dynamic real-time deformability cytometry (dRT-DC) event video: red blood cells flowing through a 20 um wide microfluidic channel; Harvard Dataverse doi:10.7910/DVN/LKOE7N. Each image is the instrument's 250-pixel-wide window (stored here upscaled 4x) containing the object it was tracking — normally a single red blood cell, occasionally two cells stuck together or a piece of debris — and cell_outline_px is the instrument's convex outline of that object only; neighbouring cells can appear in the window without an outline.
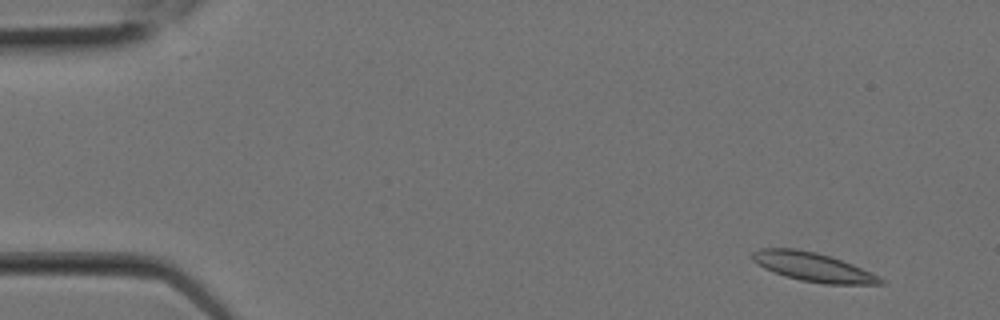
{"species": "Egyptian fruit bat (a non-hibernating species)", "species_latin": "Rousettus aegyptiacus", "temperature_condition": "room temperature", "stored_images_in_passage": 6, "camera_frame_rate_fps": 3000, "um_per_image_px": 0.085, "animal": {"sex": "female"}, "frame": {"image": 1, "passage_image": 1, "time_ms": 0.0, "image_size_px": [1000, 320], "cell_outline_px": [[884, 284], [824, 284], [800, 280], [784, 276], [764, 268], [756, 264], [752, 260], [752, 252], [760, 248], [796, 248], [816, 252], [832, 256], [852, 264], [884, 280]], "centroid_in_image_um": [69.04, 22.68], "position_along_channel_um": 16.0, "area_um2": 21.5}}